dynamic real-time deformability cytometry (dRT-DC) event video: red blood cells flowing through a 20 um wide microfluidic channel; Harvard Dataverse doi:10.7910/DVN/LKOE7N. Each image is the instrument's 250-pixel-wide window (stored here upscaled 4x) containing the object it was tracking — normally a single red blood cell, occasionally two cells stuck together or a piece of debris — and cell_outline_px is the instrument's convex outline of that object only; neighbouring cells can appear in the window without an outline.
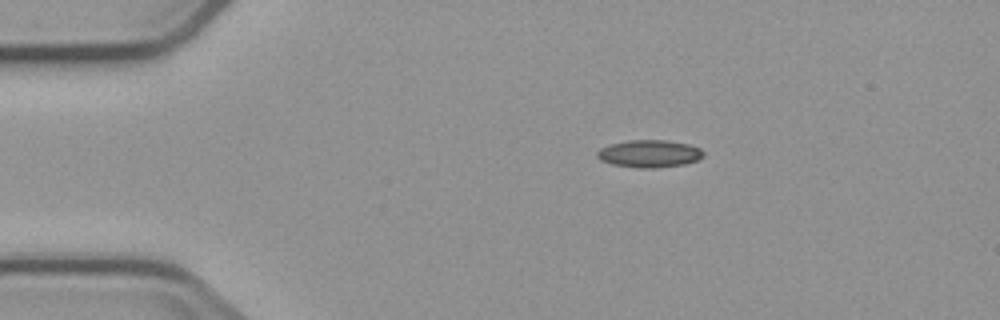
{"species": "common noctule bat (a hibernating species)", "species_latin": "Nyctalus noctula", "temperature_condition": "cold", "stored_images_in_passage": 5, "camera_frame_rate_fps": 3000, "um_per_image_px": 0.085, "animal": {"sex": "male", "body_mass_g": 23.1, "forearm_length_mm": 52.7}, "frame": {"image": 1, "passage_image": 5, "time_ms": 6.333, "image_size_px": [1000, 320], "cell_outline_px": [[704, 156], [696, 160], [684, 164], [656, 168], [640, 168], [612, 164], [600, 160], [596, 156], [596, 152], [600, 148], [608, 144], [628, 140], [668, 140], [688, 144], [700, 148], [704, 152]], "centroid_in_image_um": [55.17, 13.05], "position_along_channel_um": 29.8, "area_um2": 17.11}}